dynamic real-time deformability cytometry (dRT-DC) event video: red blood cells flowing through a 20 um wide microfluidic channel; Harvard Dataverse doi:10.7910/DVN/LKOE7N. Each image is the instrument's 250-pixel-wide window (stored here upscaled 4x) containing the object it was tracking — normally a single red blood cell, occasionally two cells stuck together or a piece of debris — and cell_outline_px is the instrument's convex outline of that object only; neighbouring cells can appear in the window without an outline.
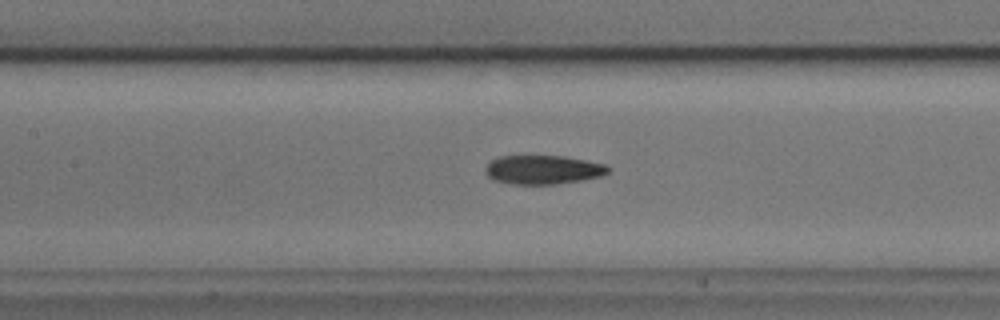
{"species": "common noctule bat (a hibernating species)", "species_latin": "Nyctalus noctula", "temperature_condition": "cold", "stored_images_in_passage": 36, "camera_frame_rate_fps": 3000, "um_per_image_px": 0.085, "animal": {"sex": "male", "body_mass_g": 17.9, "forearm_length_mm": 54.2}, "frame": {"image": 1, "passage_image": 16, "time_ms": 5.0, "image_size_px": [1000, 320], "cell_outline_px": [[612, 168], [608, 172], [600, 176], [580, 180], [556, 184], [512, 184], [492, 180], [484, 172], [484, 168], [492, 160], [500, 156], [564, 156], [604, 164]], "centroid_in_image_um": [46.12, 14.43], "position_along_channel_um": 161.3, "area_um2": 20.63}}
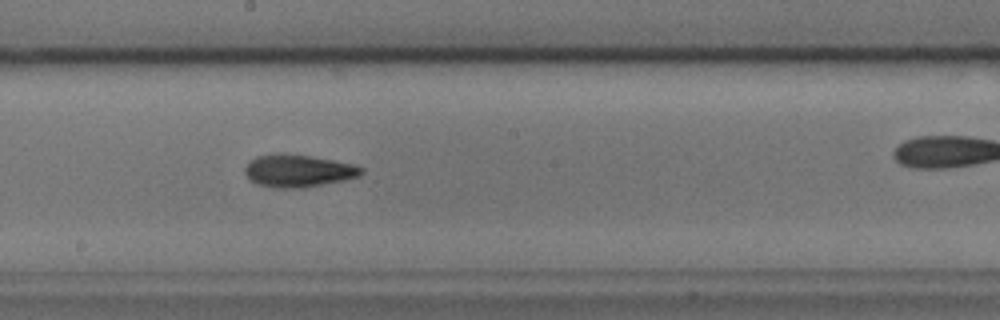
{"frame": {"image": 2, "passage_image": 21, "time_ms": 6.667, "image_size_px": [1000, 320], "cell_outline_px": [[364, 172], [360, 176], [344, 180], [304, 188], [276, 188], [256, 184], [244, 172], [244, 168], [256, 156], [312, 156], [356, 164], [364, 168]], "centroid_in_image_um": [25.44, 14.56], "position_along_channel_um": 222.8, "area_um2": 21.5}}